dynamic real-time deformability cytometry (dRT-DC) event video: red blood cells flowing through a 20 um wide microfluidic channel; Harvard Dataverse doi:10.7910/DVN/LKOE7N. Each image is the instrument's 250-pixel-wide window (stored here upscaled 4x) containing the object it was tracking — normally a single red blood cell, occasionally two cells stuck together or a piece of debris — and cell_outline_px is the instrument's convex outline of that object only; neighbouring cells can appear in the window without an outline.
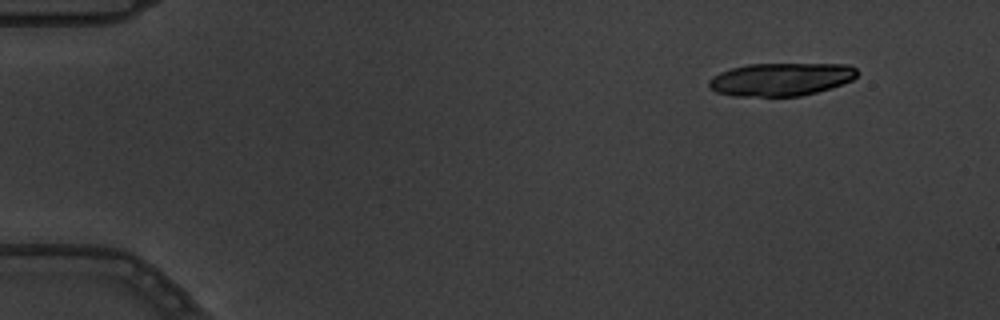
{"species": "common noctule bat (a hibernating species)", "species_latin": "Nyctalus noctula", "temperature_condition": "warm", "stored_images_in_passage": 5, "camera_frame_rate_fps": 3000, "um_per_image_px": 0.085, "animal": {"sex": "male", "body_mass_g": 19.5, "forearm_length_mm": 54.6}, "frame": {"image": 1, "passage_image": 1, "time_ms": 0.0, "image_size_px": [1000, 320], "cell_outline_px": [[860, 72], [852, 80], [832, 88], [800, 96], [732, 96], [716, 92], [708, 88], [708, 80], [712, 76], [720, 72], [732, 68], [748, 64], [848, 64], [856, 68]], "centroid_in_image_um": [66.37, 6.74], "position_along_channel_um": 18.6, "area_um2": 28.73}}